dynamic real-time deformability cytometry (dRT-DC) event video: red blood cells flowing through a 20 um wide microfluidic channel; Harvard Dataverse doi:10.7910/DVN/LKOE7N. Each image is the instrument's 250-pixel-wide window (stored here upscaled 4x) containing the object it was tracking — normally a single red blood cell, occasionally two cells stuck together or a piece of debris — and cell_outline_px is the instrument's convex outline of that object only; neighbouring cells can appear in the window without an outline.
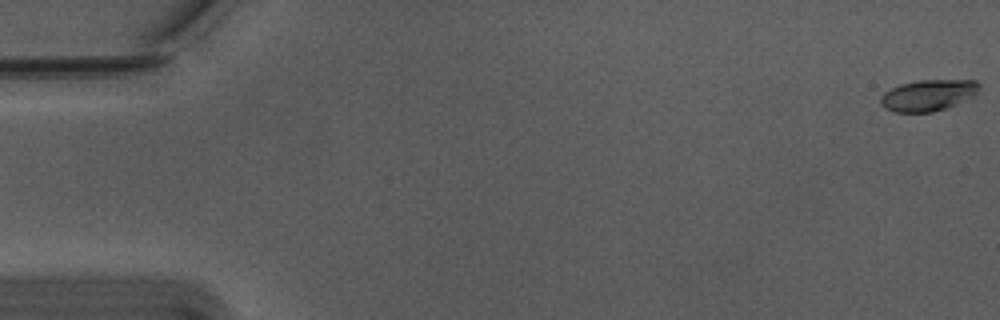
{"species": "Egyptian fruit bat (a non-hibernating species)", "species_latin": "Rousettus aegyptiacus", "temperature_condition": "warm", "stored_images_in_passage": 14, "camera_frame_rate_fps": 3000, "um_per_image_px": 0.085, "animal": {"sex": "male"}, "frame": {"image": 1, "passage_image": 1, "time_ms": 0.0, "image_size_px": [1000, 320], "cell_outline_px": [[980, 88], [976, 96], [956, 104], [932, 112], [892, 112], [880, 104], [880, 96], [884, 92], [900, 84], [920, 80], [976, 80], [980, 84]], "centroid_in_image_um": [78.91, 8.09], "position_along_channel_um": 6.1, "area_um2": 18.09}}